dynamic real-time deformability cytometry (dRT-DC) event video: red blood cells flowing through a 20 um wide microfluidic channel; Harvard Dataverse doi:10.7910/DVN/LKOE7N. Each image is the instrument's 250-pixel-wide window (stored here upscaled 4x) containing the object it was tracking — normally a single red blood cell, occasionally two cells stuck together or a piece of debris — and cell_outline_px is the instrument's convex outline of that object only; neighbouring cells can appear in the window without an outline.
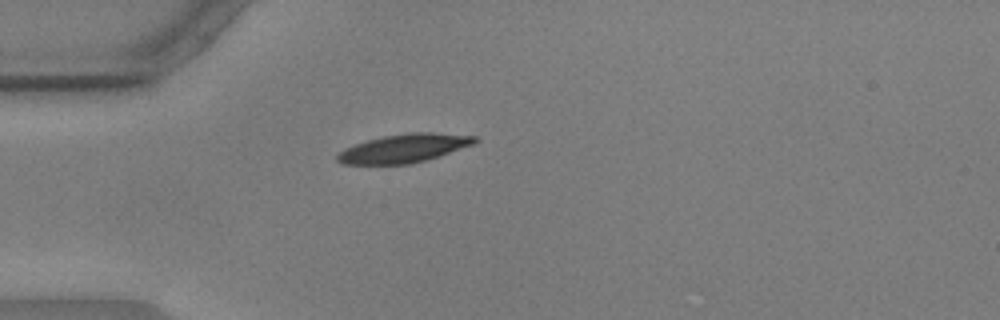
{"species": "common noctule bat (a hibernating species)", "species_latin": "Nyctalus noctula", "temperature_condition": "warm", "stored_images_in_passage": 42, "camera_frame_rate_fps": 3000, "um_per_image_px": 0.085, "animal": {"sex": "male", "body_mass_g": 17.9, "forearm_length_mm": 54.2}, "frame": {"image": 1, "passage_image": 1, "time_ms": 0.0, "image_size_px": [1000, 320], "cell_outline_px": [[480, 140], [476, 144], [440, 156], [412, 164], [344, 164], [336, 160], [336, 156], [344, 148], [368, 140], [384, 136], [408, 132], [432, 132], [476, 136]], "centroid_in_image_um": [34.41, 12.6], "position_along_channel_um": 50.6, "area_um2": 23.0}}
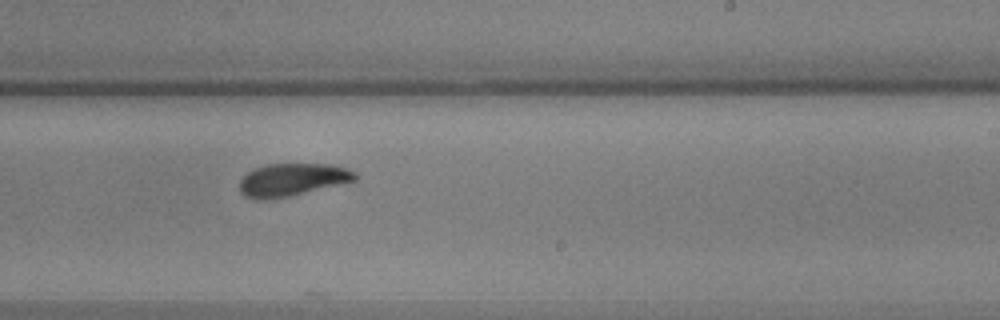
{"frame": {"image": 2, "passage_image": 20, "time_ms": 6.333, "image_size_px": [1000, 320], "cell_outline_px": [[356, 180], [292, 196], [272, 200], [256, 200], [244, 196], [240, 192], [240, 180], [248, 172], [256, 168], [268, 164], [328, 164], [348, 168], [356, 172]], "centroid_in_image_um": [24.82, 15.29], "position_along_channel_um": 264.2, "area_um2": 22.14}}
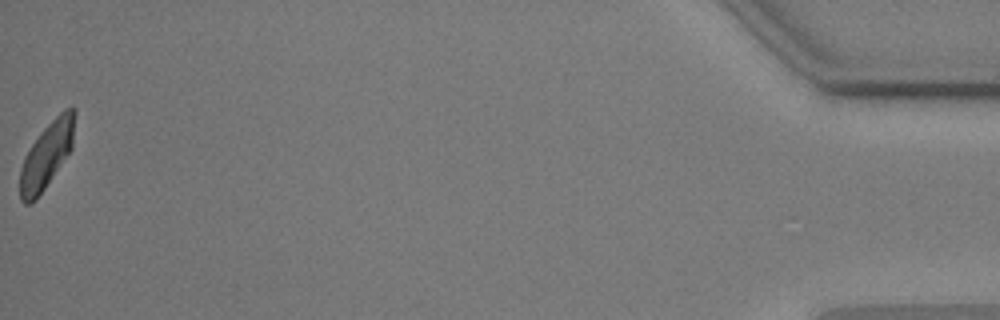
{"frame": {"image": 3, "passage_image": 42, "time_ms": 13.667, "image_size_px": [1000, 320], "cell_outline_px": [[76, 112], [72, 148], [36, 200], [32, 204], [24, 204], [20, 200], [20, 168], [24, 156], [40, 132], [64, 108], [76, 108]], "centroid_in_image_um": [3.96, 13.19], "position_along_channel_um": 431.2, "area_um2": 20.98}, "authors_computed_cell_mechanics": {"area_um2": 22.3975, "velocity_mm_per_s": 3.5615, "shape_relaxation_time_tau1_ms": 2.8133, "shape_relaxation_time_tau2_ms": 3.1538, "deformation_change_tau1": 0.1401, "deformation_change_tau2": 0.0832}}